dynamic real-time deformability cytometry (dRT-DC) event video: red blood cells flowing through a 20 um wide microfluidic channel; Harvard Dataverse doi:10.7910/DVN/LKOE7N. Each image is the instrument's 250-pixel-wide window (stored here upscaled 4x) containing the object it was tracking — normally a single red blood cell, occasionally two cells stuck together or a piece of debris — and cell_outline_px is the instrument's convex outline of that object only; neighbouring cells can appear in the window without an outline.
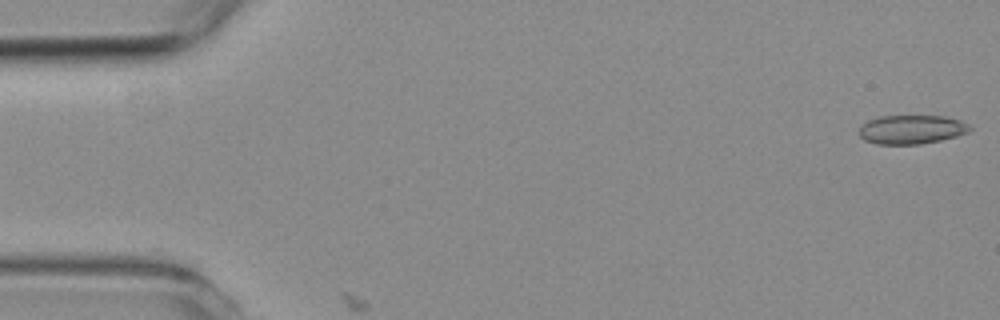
{"species": "common noctule bat (a hibernating species)", "species_latin": "Nyctalus noctula", "temperature_condition": "room temperature", "stored_images_in_passage": 3, "camera_frame_rate_fps": 3000, "um_per_image_px": 0.085, "animal": {"sex": "female", "body_mass_g": 19.3, "forearm_length_mm": 54.1}, "frame": {"image": 1, "passage_image": 1, "time_ms": 0.0, "image_size_px": [1000, 320], "cell_outline_px": [[972, 128], [968, 132], [956, 136], [940, 140], [920, 144], [876, 144], [864, 140], [860, 136], [860, 128], [868, 120], [880, 116], [944, 116], [960, 120], [968, 124]], "centroid_in_image_um": [77.49, 11.0], "position_along_channel_um": 7.5, "area_um2": 18.55}}